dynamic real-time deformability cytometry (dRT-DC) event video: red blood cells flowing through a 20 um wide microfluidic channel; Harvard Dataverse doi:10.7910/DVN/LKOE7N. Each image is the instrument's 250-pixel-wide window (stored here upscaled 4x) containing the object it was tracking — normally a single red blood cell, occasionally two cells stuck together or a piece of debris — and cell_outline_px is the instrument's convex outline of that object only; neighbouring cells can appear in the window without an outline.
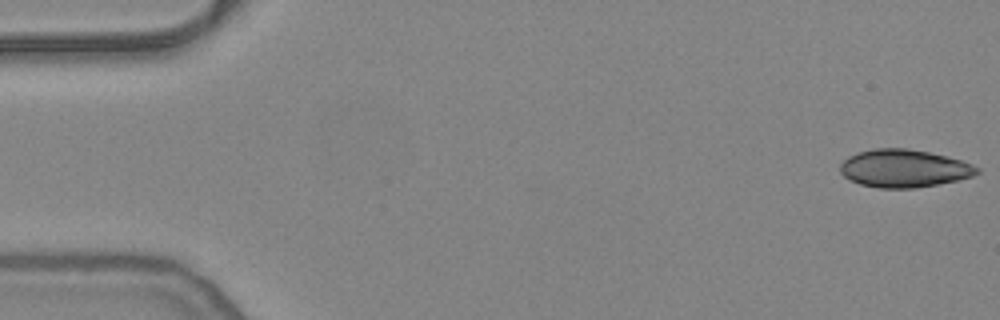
{"species": "common noctule bat (a hibernating species)", "species_latin": "Nyctalus noctula", "temperature_condition": "warm", "stored_images_in_passage": 10, "camera_frame_rate_fps": 3000, "um_per_image_px": 0.085, "animal": {"sex": "female", "body_mass_g": 24.6, "forearm_length_mm": 56.2}, "frame": {"image": 1, "passage_image": 1, "time_ms": 0.0, "image_size_px": [1000, 320], "cell_outline_px": [[980, 172], [972, 176], [960, 180], [916, 188], [880, 188], [860, 184], [848, 180], [840, 172], [840, 164], [848, 156], [872, 148], [908, 148], [928, 152], [960, 160], [972, 164], [980, 168]], "centroid_in_image_um": [76.83, 14.32], "position_along_channel_um": 8.2, "area_um2": 30.23}}